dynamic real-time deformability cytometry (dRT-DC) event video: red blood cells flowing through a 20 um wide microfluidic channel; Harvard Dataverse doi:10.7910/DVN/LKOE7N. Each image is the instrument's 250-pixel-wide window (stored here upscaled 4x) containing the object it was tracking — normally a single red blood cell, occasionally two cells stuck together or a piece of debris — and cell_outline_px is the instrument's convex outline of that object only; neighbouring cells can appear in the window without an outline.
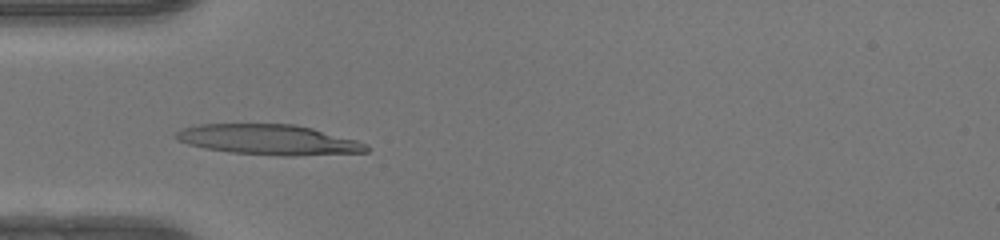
{"species": "human", "species_latin": "Homo sapiens", "temperature_condition": "warm", "stored_images_in_passage": 48, "camera_frame_rate_fps": 3000, "um_per_image_px": 0.085, "donor": {"sex": "female"}, "frame": {"image": 1, "passage_image": 14, "time_ms": 4.333, "image_size_px": [1000, 240], "cell_outline_px": [[372, 148], [368, 152], [292, 156], [280, 156], [228, 152], [204, 148], [188, 144], [176, 140], [172, 136], [180, 128], [200, 124], [296, 124], [312, 128], [356, 140], [368, 144]], "centroid_in_image_um": [22.82, 11.88], "position_along_channel_um": 62.2, "area_um2": 33.93}}
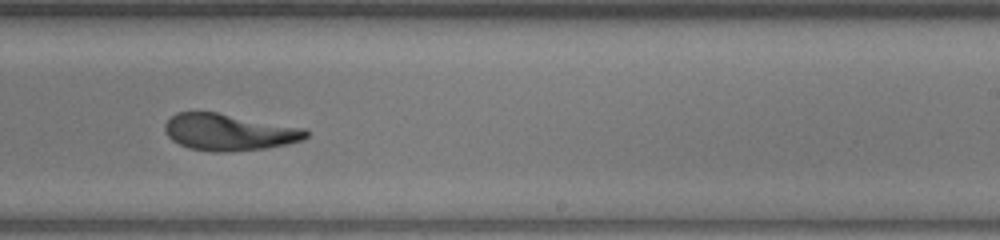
{"frame": {"image": 2, "passage_image": 29, "time_ms": 9.333, "image_size_px": [1000, 240], "cell_outline_px": [[308, 136], [304, 140], [288, 144], [264, 148], [228, 152], [212, 152], [188, 148], [172, 140], [164, 132], [164, 124], [176, 112], [216, 112], [304, 128], [308, 132]], "centroid_in_image_um": [19.45, 11.24], "position_along_channel_um": 269.6, "area_um2": 30.17}}
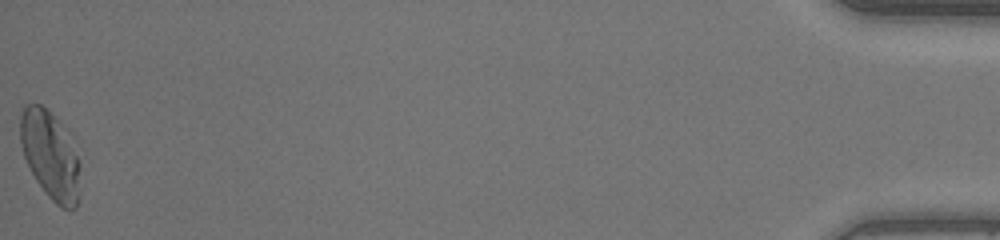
{"frame": {"image": 3, "passage_image": 48, "time_ms": 15.667, "image_size_px": [1000, 240], "cell_outline_px": [[80, 196], [76, 208], [60, 208], [48, 196], [36, 180], [24, 156], [20, 144], [20, 116], [24, 108], [28, 104], [40, 104], [72, 132], [80, 160]], "centroid_in_image_um": [4.34, 13.19], "position_along_channel_um": 430.9, "area_um2": 31.56}, "authors_computed_cell_mechanics": {"area_um2": 30.9519, "velocity_mm_per_s": 4.1976, "shape_relaxation_time_tau1_ms": 10.7611, "shape_relaxation_time_tau2_ms": 1.4571, "deformation_change_tau1": 0.4297, "deformation_change_tau2": 0.0926}}